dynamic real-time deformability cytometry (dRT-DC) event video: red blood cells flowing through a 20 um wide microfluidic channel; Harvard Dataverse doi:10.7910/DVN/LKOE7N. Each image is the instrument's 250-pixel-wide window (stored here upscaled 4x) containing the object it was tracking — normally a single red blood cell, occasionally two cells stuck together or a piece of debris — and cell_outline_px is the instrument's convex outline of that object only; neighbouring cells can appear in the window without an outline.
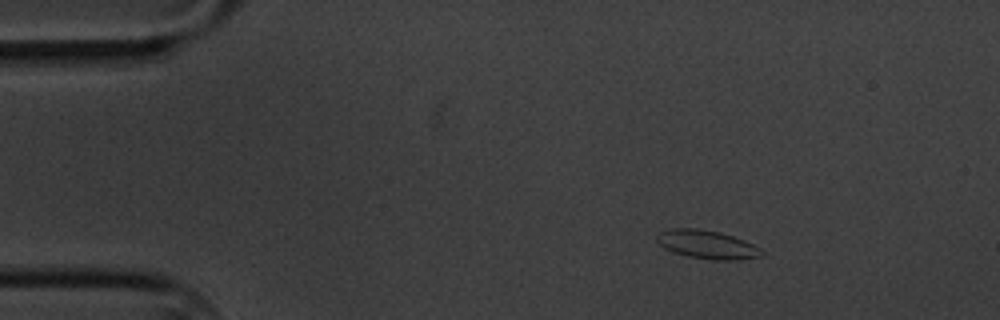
{"species": "common noctule bat (a hibernating species)", "species_latin": "Nyctalus noctula", "temperature_condition": "cold", "stored_images_in_passage": 5, "camera_frame_rate_fps": 3000, "um_per_image_px": 0.085, "animal": {"sex": "male", "body_mass_g": 20.1, "forearm_length_mm": 53.5}, "frame": {"image": 1, "passage_image": 2, "time_ms": 1.333, "image_size_px": [1000, 320], "cell_outline_px": [[764, 256], [740, 260], [712, 260], [688, 256], [664, 248], [656, 240], [656, 236], [660, 232], [668, 228], [696, 228], [720, 232], [744, 240], [760, 248], [764, 252]], "centroid_in_image_um": [60.13, 20.79], "position_along_channel_um": 24.9, "area_um2": 17.46}}
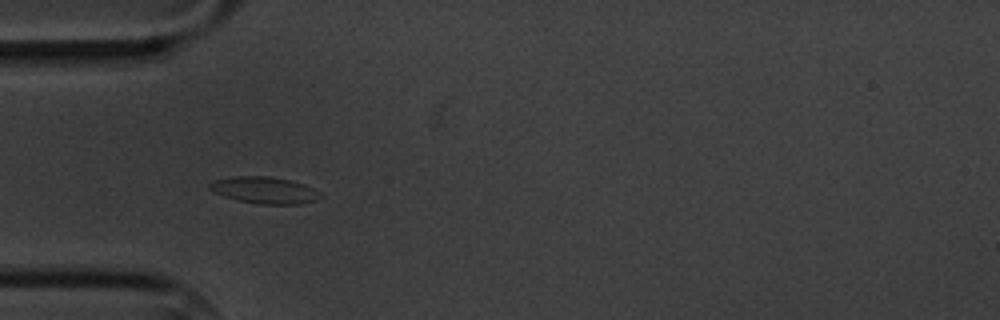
{"frame": {"image": 2, "passage_image": 4, "time_ms": 4.333, "image_size_px": [1000, 320], "cell_outline_px": [[324, 196], [316, 200], [300, 204], [260, 204], [236, 200], [224, 196], [208, 188], [208, 184], [212, 180], [232, 176], [268, 176], [288, 180], [304, 184], [320, 192]], "centroid_in_image_um": [22.47, 16.16], "position_along_channel_um": 62.5, "area_um2": 17.28}}
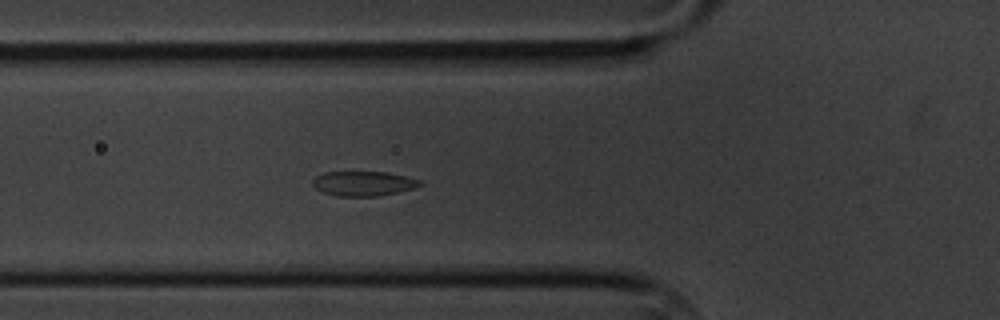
{"frame": {"image": 3, "passage_image": 5, "time_ms": 5.333, "image_size_px": [1000, 320], "cell_outline_px": [[424, 184], [412, 188], [396, 192], [376, 196], [336, 196], [324, 192], [316, 188], [312, 184], [312, 180], [316, 176], [324, 172], [388, 172], [424, 180]], "centroid_in_image_um": [30.91, 15.59], "position_along_channel_um": 94.9, "area_um2": 15.43}}